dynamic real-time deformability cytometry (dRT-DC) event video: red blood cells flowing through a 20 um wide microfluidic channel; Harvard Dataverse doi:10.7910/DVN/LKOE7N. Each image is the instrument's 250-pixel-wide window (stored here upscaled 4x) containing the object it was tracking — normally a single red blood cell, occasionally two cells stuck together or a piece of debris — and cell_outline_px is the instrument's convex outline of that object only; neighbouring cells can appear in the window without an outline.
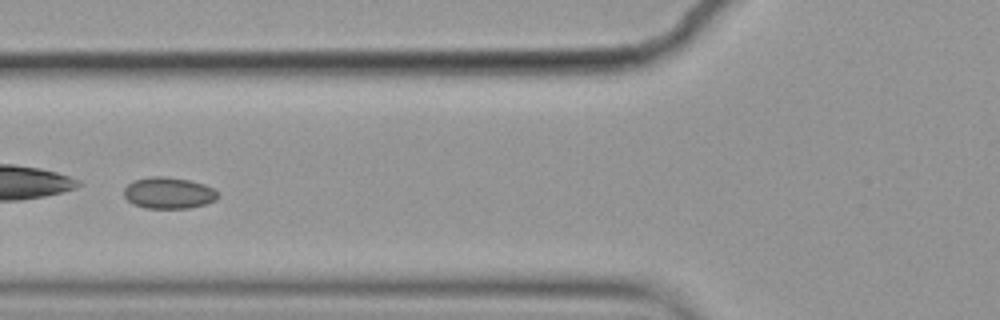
{"species": "common noctule bat (a hibernating species)", "species_latin": "Nyctalus noctula", "temperature_condition": "cold", "stored_images_in_passage": 7, "camera_frame_rate_fps": 3000, "um_per_image_px": 0.085, "animal": {"sex": "female", "body_mass_g": 19.9}, "frame": {"image": 1, "passage_image": 7, "time_ms": 2.0, "image_size_px": [1000, 320], "cell_outline_px": [[220, 196], [216, 200], [204, 204], [188, 208], [144, 208], [132, 204], [124, 196], [124, 188], [132, 180], [152, 176], [164, 176], [188, 180], [204, 184], [220, 192]], "centroid_in_image_um": [14.33, 16.4], "position_along_channel_um": 111.5, "area_um2": 17.34}}